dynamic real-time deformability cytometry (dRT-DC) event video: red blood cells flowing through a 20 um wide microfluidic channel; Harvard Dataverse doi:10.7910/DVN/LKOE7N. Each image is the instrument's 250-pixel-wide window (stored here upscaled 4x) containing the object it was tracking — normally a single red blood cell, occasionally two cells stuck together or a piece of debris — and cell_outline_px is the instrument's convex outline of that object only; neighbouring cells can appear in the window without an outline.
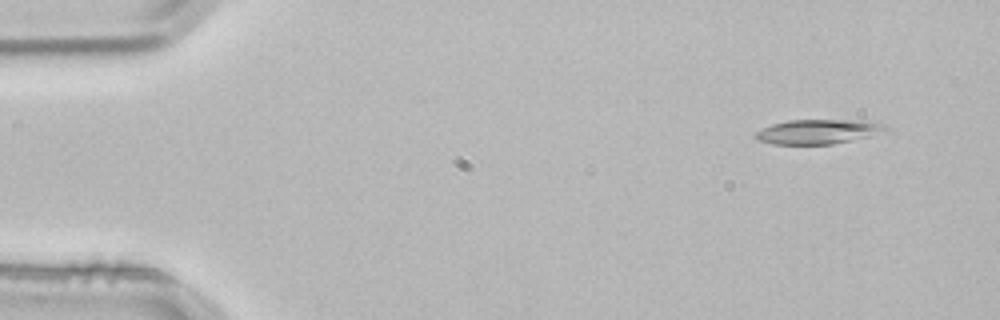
{"species": "common noctule bat (a hibernating species)", "species_latin": "Nyctalus noctula", "temperature_condition": "room temperature", "stored_images_in_passage": 2, "camera_frame_rate_fps": 3000, "um_per_image_px": 0.085, "animal": {"sex": "male", "body_mass_g": 21.5, "forearm_length_mm": 52.0}, "frame": {"image": 1, "passage_image": 1, "time_ms": 0.0, "image_size_px": [1000, 320], "cell_outline_px": [[888, 132], [832, 144], [772, 144], [756, 140], [756, 132], [772, 124], [788, 120], [852, 120], [888, 124]], "centroid_in_image_um": [69.58, 11.19], "position_along_channel_um": 15.4, "area_um2": 18.55}}